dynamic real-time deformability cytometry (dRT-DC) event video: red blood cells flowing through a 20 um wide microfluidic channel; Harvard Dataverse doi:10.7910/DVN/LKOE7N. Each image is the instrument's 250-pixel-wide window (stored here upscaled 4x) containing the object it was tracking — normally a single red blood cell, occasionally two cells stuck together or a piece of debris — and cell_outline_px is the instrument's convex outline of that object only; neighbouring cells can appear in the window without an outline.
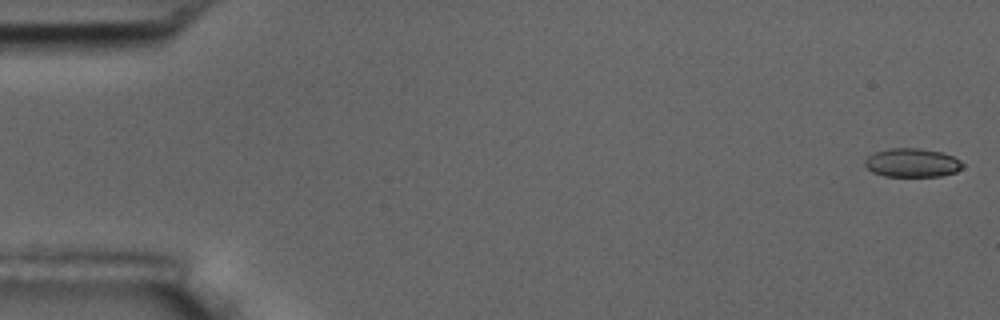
{"species": "common noctule bat (a hibernating species)", "species_latin": "Nyctalus noctula", "temperature_condition": "room temperature", "stored_images_in_passage": 5, "camera_frame_rate_fps": 3000, "um_per_image_px": 0.085, "animal": {"sex": "male", "body_mass_g": 17.5, "forearm_length_mm": 52.3}, "frame": {"image": 1, "passage_image": 1, "time_ms": 0.0, "image_size_px": [1000, 320], "cell_outline_px": [[964, 164], [956, 172], [940, 176], [884, 176], [872, 172], [864, 164], [864, 160], [872, 152], [888, 148], [920, 148], [940, 152], [952, 156], [960, 160]], "centroid_in_image_um": [77.49, 13.83], "position_along_channel_um": 7.5, "area_um2": 16.42}}
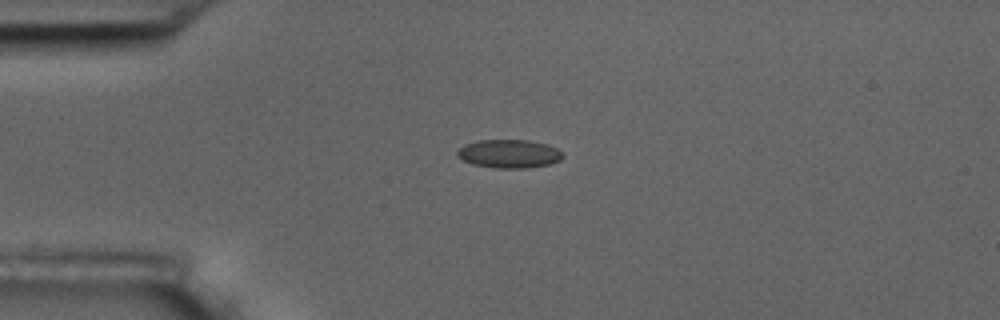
{"frame": {"image": 2, "passage_image": 4, "time_ms": 4.333, "image_size_px": [1000, 320], "cell_outline_px": [[564, 156], [560, 160], [552, 164], [524, 168], [496, 168], [472, 164], [456, 156], [456, 152], [464, 144], [476, 140], [528, 140], [548, 144], [564, 152]], "centroid_in_image_um": [43.29, 13.06], "position_along_channel_um": 41.7, "area_um2": 17.69}}